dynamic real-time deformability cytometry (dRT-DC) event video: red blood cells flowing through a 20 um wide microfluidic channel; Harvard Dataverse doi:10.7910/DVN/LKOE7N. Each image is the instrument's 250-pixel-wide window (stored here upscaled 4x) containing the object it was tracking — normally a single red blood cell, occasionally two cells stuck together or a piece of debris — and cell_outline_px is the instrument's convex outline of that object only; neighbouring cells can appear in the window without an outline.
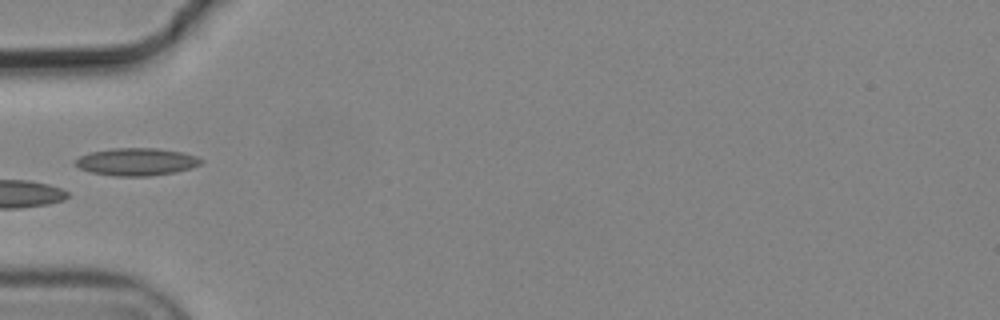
{"species": "common noctule bat (a hibernating species)", "species_latin": "Nyctalus noctula", "temperature_condition": "cold", "stored_images_in_passage": 2, "camera_frame_rate_fps": 3000, "um_per_image_px": 0.085, "animal": {"sex": "male", "body_mass_g": 19.2, "forearm_length_mm": 51.8}, "frame": {"image": 1, "passage_image": 2, "time_ms": 0.333, "image_size_px": [1000, 320], "cell_outline_px": [[204, 160], [200, 164], [192, 168], [176, 172], [148, 176], [112, 176], [92, 172], [80, 168], [72, 164], [72, 160], [88, 152], [112, 148], [156, 148], [184, 152], [196, 156]], "centroid_in_image_um": [11.57, 13.75], "position_along_channel_um": 73.4, "area_um2": 20.46}}